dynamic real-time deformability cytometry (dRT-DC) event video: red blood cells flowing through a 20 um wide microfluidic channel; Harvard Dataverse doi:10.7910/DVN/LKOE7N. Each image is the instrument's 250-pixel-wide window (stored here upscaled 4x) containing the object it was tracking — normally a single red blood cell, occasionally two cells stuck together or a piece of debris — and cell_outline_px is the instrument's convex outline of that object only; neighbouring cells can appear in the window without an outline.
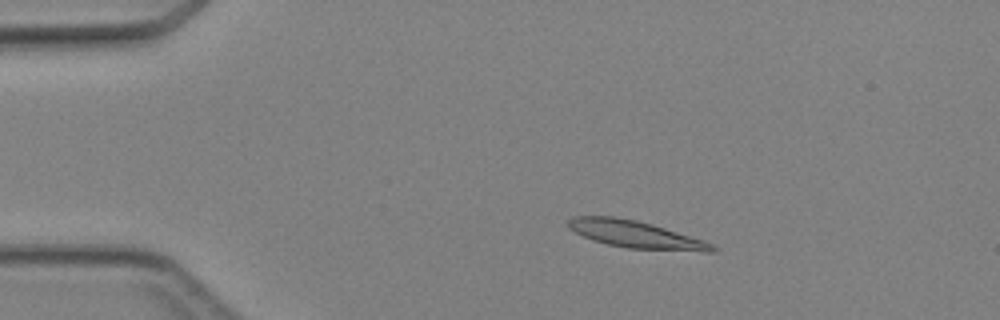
{"species": "Egyptian fruit bat (a non-hibernating species)", "species_latin": "Rousettus aegyptiacus", "temperature_condition": "cold", "stored_images_in_passage": 46, "camera_frame_rate_fps": 3000, "um_per_image_px": 0.085, "animal": {"sex": "female"}, "frame": {"image": 1, "passage_image": 9, "time_ms": 2.667, "image_size_px": [1000, 320], "cell_outline_px": [[720, 248], [716, 252], [704, 252], [628, 248], [608, 244], [592, 240], [568, 228], [568, 220], [572, 216], [616, 216], [636, 220], [652, 224], [704, 240]], "centroid_in_image_um": [54.08, 19.93], "position_along_channel_um": 30.9, "area_um2": 22.95}}
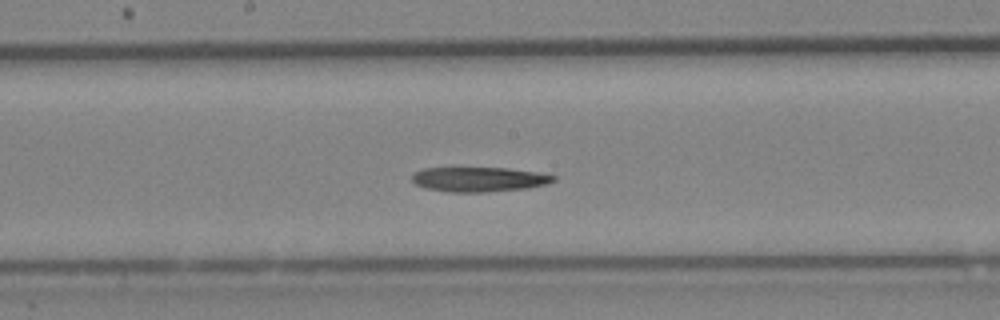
{"frame": {"image": 2, "passage_image": 25, "time_ms": 8.0, "image_size_px": [1000, 320], "cell_outline_px": [[556, 180], [548, 184], [528, 188], [484, 192], [448, 192], [428, 188], [416, 184], [412, 180], [412, 172], [424, 168], [452, 164], [508, 168], [536, 172], [556, 176]], "centroid_in_image_um": [40.64, 15.18], "position_along_channel_um": 207.6, "area_um2": 21.56}}
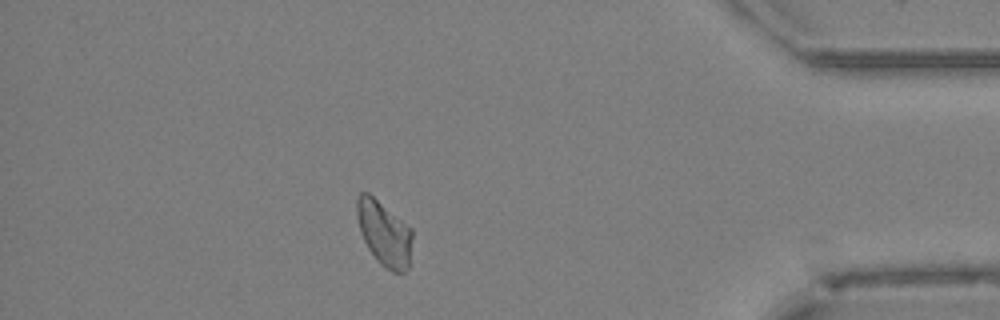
{"frame": {"image": 3, "passage_image": 41, "time_ms": 13.333, "image_size_px": [1000, 320], "cell_outline_px": [[412, 236], [408, 268], [404, 272], [392, 272], [384, 268], [376, 260], [368, 248], [360, 232], [356, 216], [356, 196], [360, 192], [368, 192], [412, 228]], "centroid_in_image_um": [32.63, 19.82], "position_along_channel_um": 402.6, "area_um2": 21.1}}